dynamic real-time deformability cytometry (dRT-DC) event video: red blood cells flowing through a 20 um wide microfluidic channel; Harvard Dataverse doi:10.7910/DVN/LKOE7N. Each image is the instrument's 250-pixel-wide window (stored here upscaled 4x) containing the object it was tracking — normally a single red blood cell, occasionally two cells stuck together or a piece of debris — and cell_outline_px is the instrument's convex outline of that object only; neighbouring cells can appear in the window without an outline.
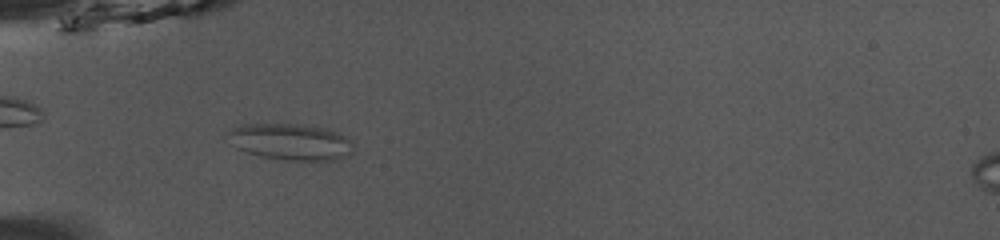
{"species": "common noctule bat (a hibernating species)", "species_latin": "Nyctalus noctula", "temperature_condition": "room temperature", "stored_images_in_passage": 8, "camera_frame_rate_fps": 3000, "um_per_image_px": 0.085, "animal": {"sex": "male", "body_mass_g": 13.0, "forearm_length_mm": 53.1}, "frame": {"image": 1, "passage_image": 2, "time_ms": 0.333, "image_size_px": [1000, 240], "cell_outline_px": [[356, 152], [340, 160], [284, 160], [260, 156], [236, 148], [224, 140], [224, 136], [232, 128], [240, 124], [300, 124], [328, 128], [352, 140], [356, 148]], "centroid_in_image_um": [24.71, 12.06], "position_along_channel_um": 60.3, "area_um2": 27.46}}
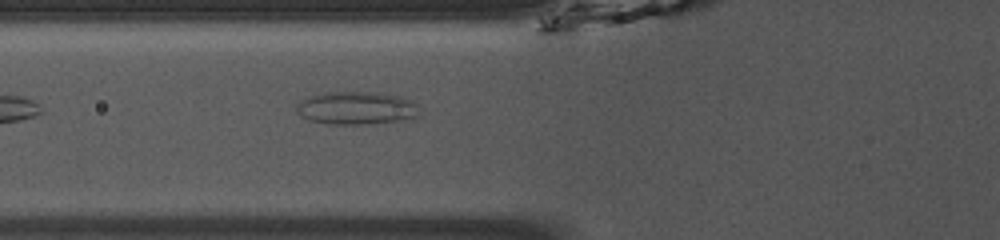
{"frame": {"image": 2, "passage_image": 5, "time_ms": 1.333, "image_size_px": [1000, 240], "cell_outline_px": [[420, 104], [416, 116], [396, 120], [368, 124], [328, 124], [308, 120], [300, 116], [296, 112], [296, 104], [300, 100], [324, 92], [376, 92], [396, 96]], "centroid_in_image_um": [30.22, 9.18], "position_along_channel_um": 95.6, "area_um2": 23.41}}